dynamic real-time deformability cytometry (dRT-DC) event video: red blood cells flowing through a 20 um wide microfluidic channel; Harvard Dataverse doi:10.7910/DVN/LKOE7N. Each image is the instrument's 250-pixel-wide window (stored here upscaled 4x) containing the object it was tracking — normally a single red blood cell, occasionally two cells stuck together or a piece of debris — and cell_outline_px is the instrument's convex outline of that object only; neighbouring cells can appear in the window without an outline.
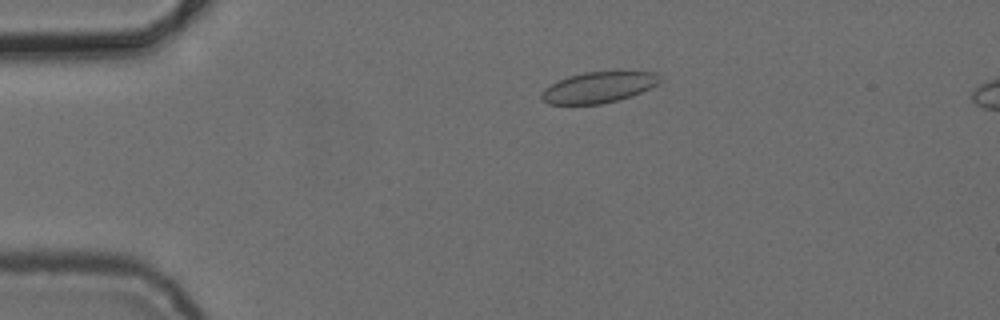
{"species": "common noctule bat (a hibernating species)", "species_latin": "Nyctalus noctula", "temperature_condition": "cold", "stored_images_in_passage": 6, "camera_frame_rate_fps": 3000, "um_per_image_px": 0.085, "animal": {"sex": "female", "body_mass_g": 24.6, "forearm_length_mm": 56.2}, "frame": {"image": 1, "passage_image": 4, "time_ms": 3.667, "image_size_px": [1000, 320], "cell_outline_px": [[664, 80], [660, 84], [632, 96], [600, 104], [548, 104], [540, 100], [540, 92], [544, 88], [568, 76], [584, 72], [656, 72]], "centroid_in_image_um": [50.89, 7.43], "position_along_channel_um": 34.1, "area_um2": 21.44}}